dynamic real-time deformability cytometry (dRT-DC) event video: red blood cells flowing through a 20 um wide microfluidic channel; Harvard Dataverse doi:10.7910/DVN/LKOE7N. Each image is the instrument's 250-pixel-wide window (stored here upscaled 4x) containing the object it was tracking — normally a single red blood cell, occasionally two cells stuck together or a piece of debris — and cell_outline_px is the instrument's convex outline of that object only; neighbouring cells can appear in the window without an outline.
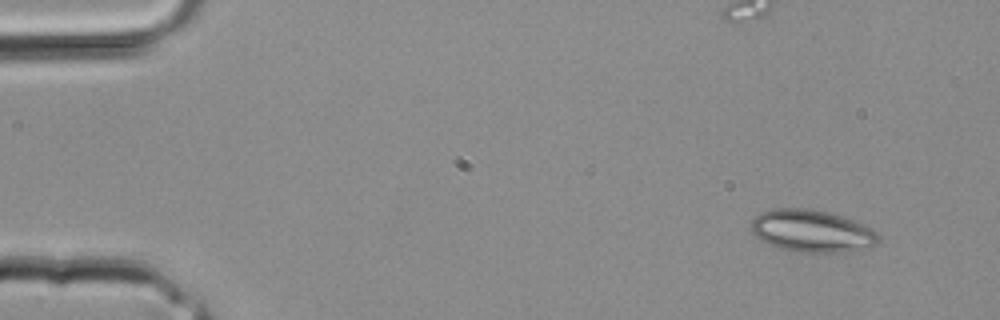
{"species": "common noctule bat (a hibernating species)", "species_latin": "Nyctalus noctula", "temperature_condition": "room temperature", "stored_images_in_passage": 3, "camera_frame_rate_fps": 3000, "um_per_image_px": 0.085, "animal": {"sex": "male", "body_mass_g": 20.4}, "frame": {"image": 1, "passage_image": 1, "time_ms": 0.0, "image_size_px": [1000, 320], "cell_outline_px": [[880, 240], [876, 244], [844, 252], [796, 252], [780, 248], [768, 244], [760, 240], [752, 232], [752, 220], [760, 212], [772, 208], [804, 208], [828, 212], [864, 224], [872, 228], [880, 236]], "centroid_in_image_um": [68.98, 19.63], "position_along_channel_um": 16.0, "area_um2": 31.21}}